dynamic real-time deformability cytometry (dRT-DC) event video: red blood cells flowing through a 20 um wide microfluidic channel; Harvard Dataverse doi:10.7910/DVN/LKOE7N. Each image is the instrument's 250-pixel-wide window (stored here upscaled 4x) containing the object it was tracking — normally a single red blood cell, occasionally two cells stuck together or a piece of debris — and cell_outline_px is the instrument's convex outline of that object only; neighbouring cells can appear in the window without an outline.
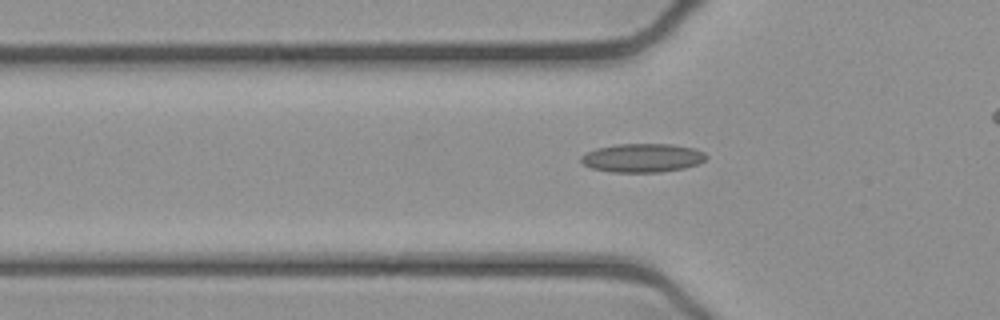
{"species": "common noctule bat (a hibernating species)", "species_latin": "Nyctalus noctula", "temperature_condition": "cold", "stored_images_in_passage": 27, "camera_frame_rate_fps": 3000, "um_per_image_px": 0.085, "animal": {"sex": "female", "body_mass_g": 21.9}, "frame": {"image": 1, "passage_image": 13, "time_ms": 4.0, "image_size_px": [1000, 320], "cell_outline_px": [[708, 156], [704, 160], [696, 164], [684, 168], [660, 172], [612, 172], [592, 168], [584, 164], [580, 160], [580, 156], [584, 152], [596, 148], [616, 144], [672, 144], [692, 148], [704, 152]], "centroid_in_image_um": [54.57, 13.41], "position_along_channel_um": 71.2, "area_um2": 20.92}}
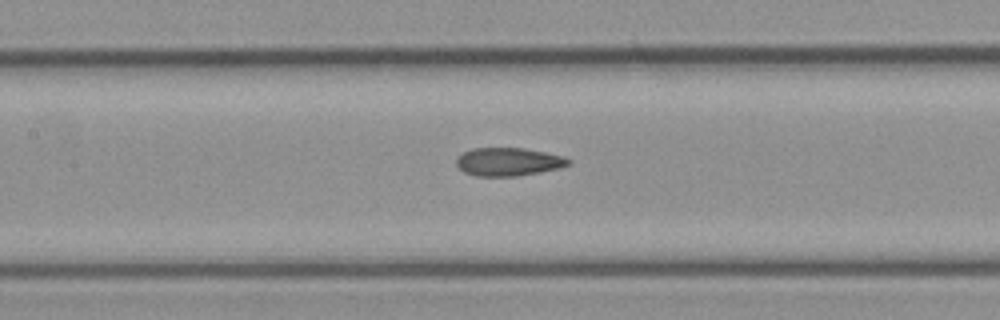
{"frame": {"image": 2, "passage_image": 20, "time_ms": 6.333, "image_size_px": [1000, 320], "cell_outline_px": [[572, 164], [560, 168], [540, 172], [516, 176], [476, 176], [464, 172], [456, 164], [456, 160], [464, 152], [472, 148], [524, 148], [564, 156], [572, 160]], "centroid_in_image_um": [43.26, 13.75], "position_along_channel_um": 164.1, "area_um2": 18.44}}
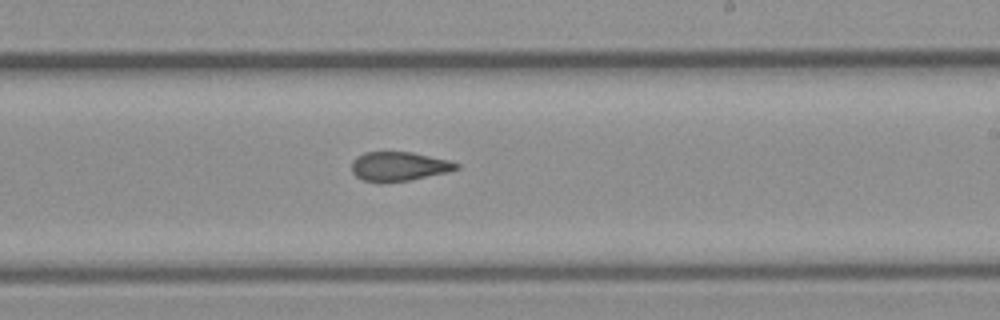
{"frame": {"image": 3, "passage_image": 27, "time_ms": 8.667, "image_size_px": [1000, 320], "cell_outline_px": [[460, 168], [448, 172], [408, 180], [380, 184], [364, 180], [356, 176], [352, 172], [352, 160], [356, 156], [364, 152], [412, 152], [448, 160], [460, 164]], "centroid_in_image_um": [33.88, 14.15], "position_along_channel_um": 255.1, "area_um2": 17.98}}